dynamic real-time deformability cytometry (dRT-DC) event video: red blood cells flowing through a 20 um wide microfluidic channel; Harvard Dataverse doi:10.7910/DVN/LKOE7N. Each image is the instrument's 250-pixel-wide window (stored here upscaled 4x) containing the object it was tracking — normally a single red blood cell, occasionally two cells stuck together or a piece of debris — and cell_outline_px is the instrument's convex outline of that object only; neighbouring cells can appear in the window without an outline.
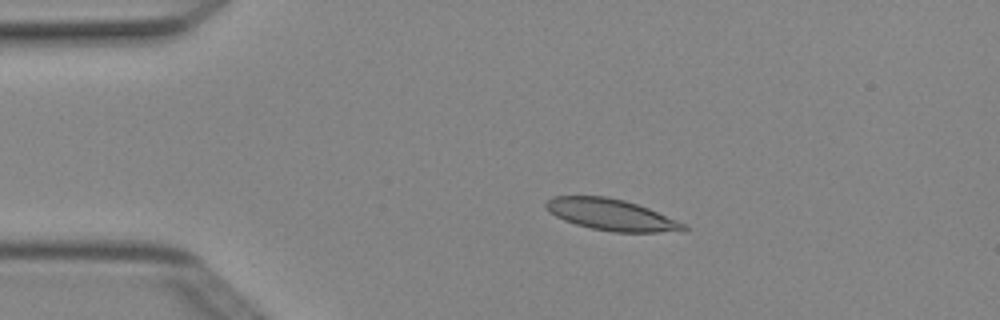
{"species": "Egyptian fruit bat (a non-hibernating species)", "species_latin": "Rousettus aegyptiacus", "temperature_condition": "cold", "stored_images_in_passage": 4, "camera_frame_rate_fps": 3000, "um_per_image_px": 0.085, "animal": {"sex": "female"}, "frame": {"image": 1, "passage_image": 3, "time_ms": 0.667, "image_size_px": [1000, 320], "cell_outline_px": [[688, 228], [660, 232], [612, 232], [592, 228], [576, 224], [564, 220], [548, 212], [544, 208], [544, 200], [552, 196], [604, 196], [624, 200], [648, 208], [676, 220], [684, 224]], "centroid_in_image_um": [51.84, 18.23], "position_along_channel_um": 33.2, "area_um2": 24.91}}